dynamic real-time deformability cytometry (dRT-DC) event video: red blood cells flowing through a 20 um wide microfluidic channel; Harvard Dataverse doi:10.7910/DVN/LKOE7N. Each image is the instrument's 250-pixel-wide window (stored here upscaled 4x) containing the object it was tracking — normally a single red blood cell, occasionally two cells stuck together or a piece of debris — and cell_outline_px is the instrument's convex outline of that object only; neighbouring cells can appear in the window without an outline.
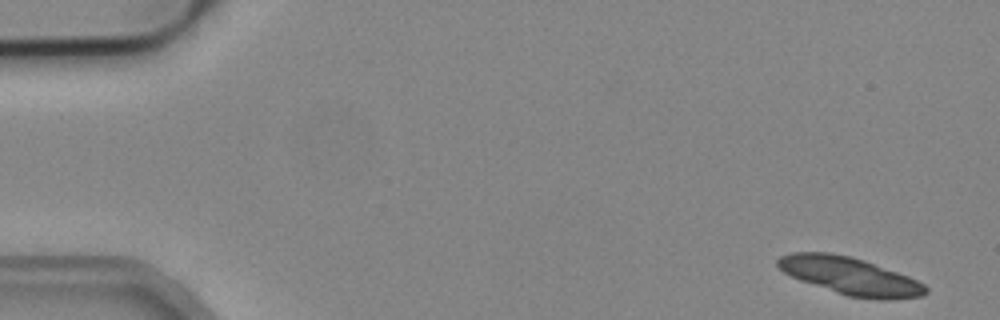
{"species": "common noctule bat (a hibernating species)", "species_latin": "Nyctalus noctula", "temperature_condition": "cold", "stored_images_in_passage": 5, "camera_frame_rate_fps": 3000, "um_per_image_px": 0.085, "animal": {"sex": "male", "body_mass_g": 19.2, "forearm_length_mm": 51.8}, "frame": {"image": 1, "passage_image": 1, "time_ms": 0.0, "image_size_px": [1000, 320], "cell_outline_px": [[928, 292], [924, 296], [888, 300], [880, 300], [848, 296], [800, 280], [784, 272], [776, 264], [776, 260], [780, 256], [792, 252], [828, 252], [852, 256], [864, 260], [908, 276], [924, 284], [928, 288]], "centroid_in_image_um": [72.27, 23.46], "position_along_channel_um": 12.7, "area_um2": 32.25}}